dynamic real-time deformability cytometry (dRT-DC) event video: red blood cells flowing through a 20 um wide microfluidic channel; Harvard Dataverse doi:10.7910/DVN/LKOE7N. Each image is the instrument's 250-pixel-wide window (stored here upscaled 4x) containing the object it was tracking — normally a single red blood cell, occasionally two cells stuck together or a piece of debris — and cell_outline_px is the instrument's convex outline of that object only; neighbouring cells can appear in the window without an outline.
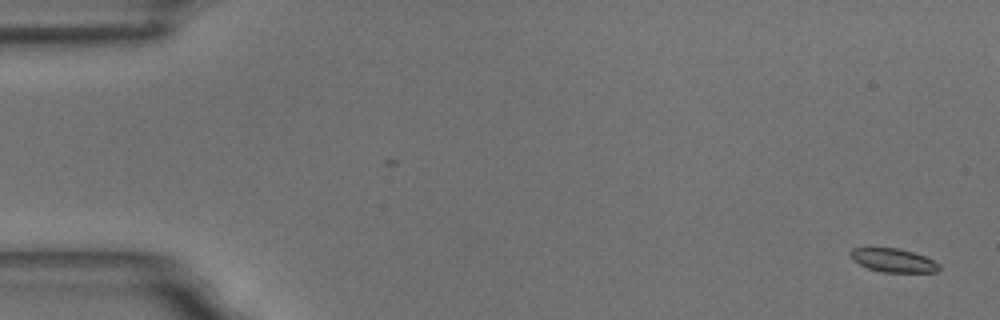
{"species": "common noctule bat (a hibernating species)", "species_latin": "Nyctalus noctula", "temperature_condition": "room temperature", "stored_images_in_passage": 2, "camera_frame_rate_fps": 3000, "um_per_image_px": 0.085, "animal": {"sex": "male", "body_mass_g": 18.8}, "frame": {"image": 1, "passage_image": 2, "time_ms": 1.333, "image_size_px": [1000, 320], "cell_outline_px": [[940, 268], [936, 272], [880, 272], [868, 268], [852, 260], [848, 252], [852, 248], [868, 244], [896, 248], [912, 252], [924, 256], [940, 264]], "centroid_in_image_um": [75.81, 22.07], "position_along_channel_um": 9.2, "area_um2": 12.77}}